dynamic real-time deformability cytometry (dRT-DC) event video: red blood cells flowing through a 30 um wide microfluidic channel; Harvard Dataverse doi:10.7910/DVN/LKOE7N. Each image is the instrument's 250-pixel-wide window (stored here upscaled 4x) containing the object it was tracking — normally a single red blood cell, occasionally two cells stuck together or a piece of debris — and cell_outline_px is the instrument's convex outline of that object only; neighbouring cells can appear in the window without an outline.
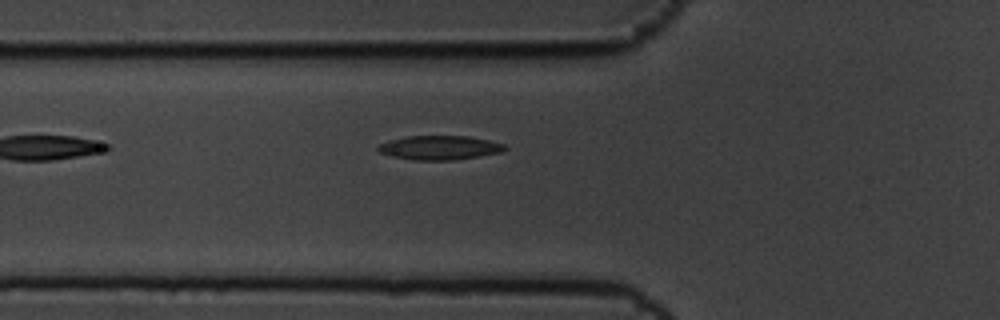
{"species": "common noctule bat (a hibernating species)", "species_latin": "Nyctalus noctula", "temperature_condition": "cold", "stored_images_in_passage": 6, "camera_frame_rate_fps": 3000, "um_per_image_px": 0.085, "animal": {"sex": "male", "body_mass_g": 19.5, "forearm_length_mm": 54.6}, "frame": {"image": 1, "passage_image": 6, "time_ms": 1.667, "image_size_px": [1000, 320], "cell_outline_px": [[508, 148], [504, 152], [452, 160], [412, 160], [388, 156], [380, 152], [376, 148], [380, 144], [388, 140], [408, 136], [468, 136], [488, 140], [504, 144]], "centroid_in_image_um": [37.35, 12.55], "position_along_channel_um": 88.5, "area_um2": 17.92}}